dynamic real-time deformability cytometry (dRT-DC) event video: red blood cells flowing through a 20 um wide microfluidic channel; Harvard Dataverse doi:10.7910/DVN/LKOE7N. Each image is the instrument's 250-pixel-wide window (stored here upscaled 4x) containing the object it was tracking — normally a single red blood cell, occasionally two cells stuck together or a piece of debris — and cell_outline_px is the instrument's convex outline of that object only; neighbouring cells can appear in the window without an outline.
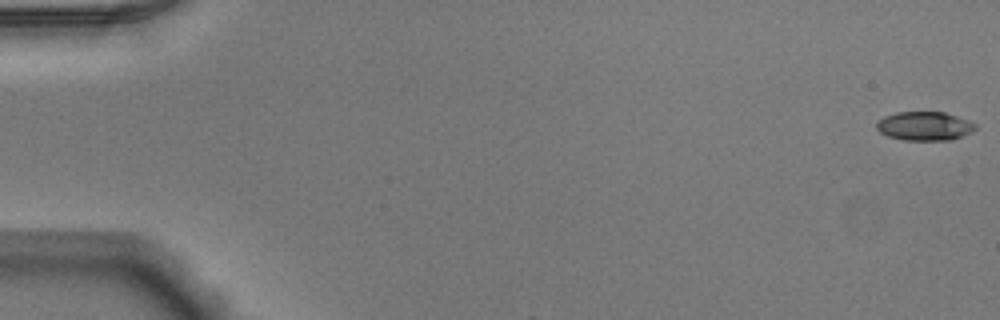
{"species": "Egyptian fruit bat (a non-hibernating species)", "species_latin": "Rousettus aegyptiacus", "temperature_condition": "warm", "stored_images_in_passage": 6, "camera_frame_rate_fps": 3000, "um_per_image_px": 0.085, "animal": {"sex": "male"}, "frame": {"image": 1, "passage_image": 1, "time_ms": 0.0, "image_size_px": [1000, 320], "cell_outline_px": [[976, 128], [972, 132], [952, 140], [904, 140], [888, 136], [880, 132], [876, 128], [876, 124], [884, 116], [896, 112], [944, 112], [968, 120], [976, 124]], "centroid_in_image_um": [78.59, 10.72], "position_along_channel_um": 6.4, "area_um2": 16.59}}